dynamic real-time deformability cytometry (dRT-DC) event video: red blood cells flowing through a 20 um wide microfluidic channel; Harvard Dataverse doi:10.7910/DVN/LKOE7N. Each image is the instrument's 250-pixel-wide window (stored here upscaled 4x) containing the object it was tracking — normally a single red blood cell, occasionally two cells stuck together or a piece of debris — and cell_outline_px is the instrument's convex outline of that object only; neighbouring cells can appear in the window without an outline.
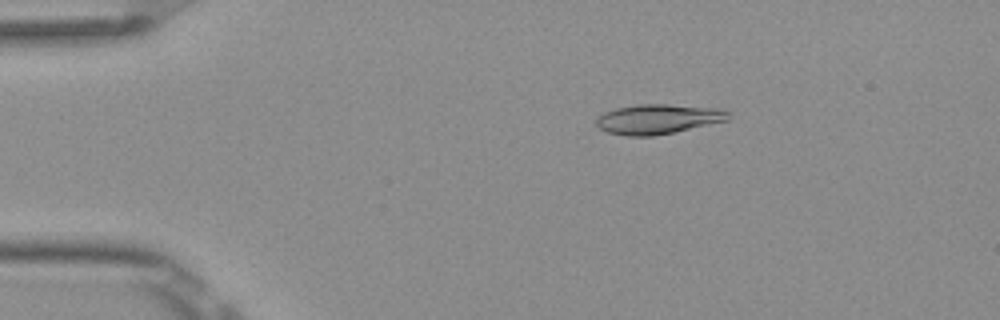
{"species": "Egyptian fruit bat (a non-hibernating species)", "species_latin": "Rousettus aegyptiacus", "temperature_condition": "room temperature", "stored_images_in_passage": 5, "camera_frame_rate_fps": 3000, "um_per_image_px": 0.085, "frame": {"image": 1, "passage_image": 1, "time_ms": 0.0, "image_size_px": [1000, 320], "cell_outline_px": [[728, 120], [672, 132], [652, 136], [628, 136], [608, 132], [600, 128], [596, 124], [596, 120], [604, 112], [616, 108], [636, 104], [668, 104], [720, 108], [728, 112]], "centroid_in_image_um": [55.91, 10.11], "position_along_channel_um": 29.1, "area_um2": 22.66}}
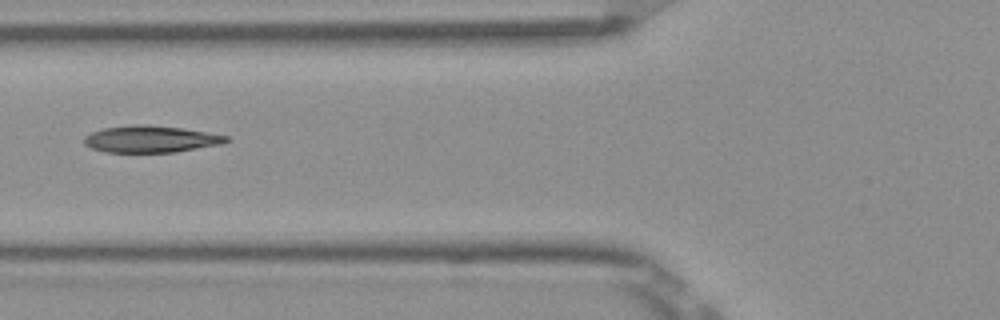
{"frame": {"image": 2, "passage_image": 4, "time_ms": 1.0, "image_size_px": [1000, 320], "cell_outline_px": [[232, 140], [224, 144], [176, 152], [104, 152], [92, 148], [84, 144], [84, 136], [92, 132], [104, 128], [136, 124], [148, 124], [184, 128], [228, 136]], "centroid_in_image_um": [12.86, 11.82], "position_along_channel_um": 112.9, "area_um2": 22.43}}
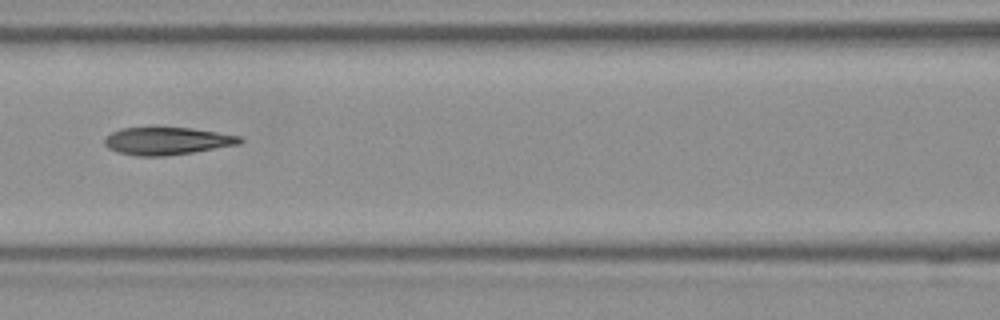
{"frame": {"image": 3, "passage_image": 5, "time_ms": 1.333, "image_size_px": [1000, 320], "cell_outline_px": [[244, 140], [240, 144], [192, 152], [164, 156], [136, 156], [116, 152], [108, 148], [104, 144], [104, 140], [112, 132], [120, 128], [192, 128], [244, 136]], "centroid_in_image_um": [14.23, 11.98], "position_along_channel_um": 152.4, "area_um2": 21.73}}